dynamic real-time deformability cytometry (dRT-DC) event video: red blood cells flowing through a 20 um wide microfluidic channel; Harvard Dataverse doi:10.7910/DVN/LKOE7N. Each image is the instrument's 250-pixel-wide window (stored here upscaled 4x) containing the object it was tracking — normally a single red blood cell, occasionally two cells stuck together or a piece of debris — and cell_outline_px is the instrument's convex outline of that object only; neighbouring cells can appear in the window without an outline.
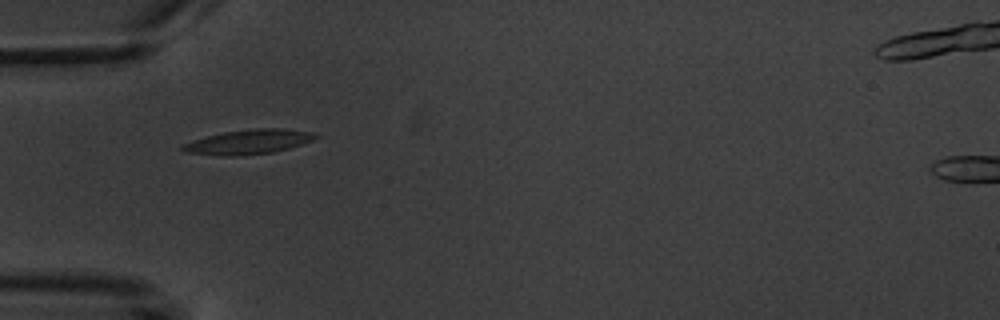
{"species": "common noctule bat (a hibernating species)", "species_latin": "Nyctalus noctula", "temperature_condition": "warm", "stored_images_in_passage": 2, "camera_frame_rate_fps": 3000, "um_per_image_px": 0.085, "animal": {"sex": "male", "body_mass_g": 20.1, "forearm_length_mm": 53.5}, "frame": {"image": 1, "passage_image": 1, "time_ms": 0.0, "image_size_px": [1000, 320], "cell_outline_px": [[320, 136], [312, 140], [288, 148], [272, 152], [236, 156], [220, 156], [184, 152], [180, 148], [180, 144], [192, 140], [224, 132], [256, 128], [280, 128], [316, 132]], "centroid_in_image_um": [21.1, 12.06], "position_along_channel_um": 63.9, "area_um2": 19.07}}